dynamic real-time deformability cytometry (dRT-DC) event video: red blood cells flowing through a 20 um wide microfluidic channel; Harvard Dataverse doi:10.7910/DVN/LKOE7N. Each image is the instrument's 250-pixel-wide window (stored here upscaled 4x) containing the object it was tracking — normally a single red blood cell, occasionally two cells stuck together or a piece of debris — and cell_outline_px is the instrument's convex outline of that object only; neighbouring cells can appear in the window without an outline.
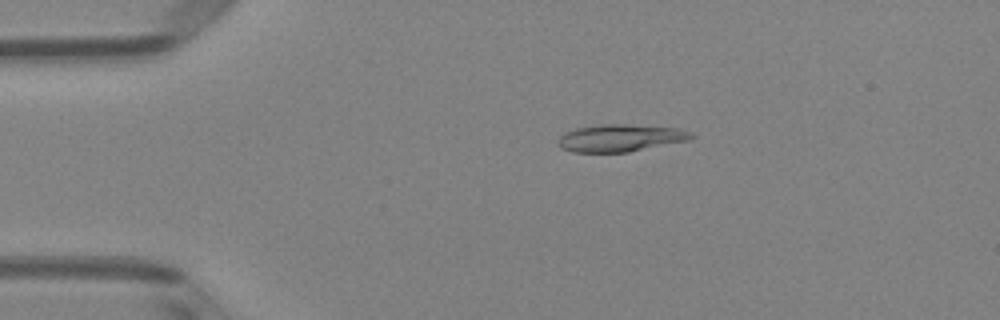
{"species": "Egyptian fruit bat (a non-hibernating species)", "species_latin": "Rousettus aegyptiacus", "temperature_condition": "room temperature", "stored_images_in_passage": 47, "camera_frame_rate_fps": 3000, "um_per_image_px": 0.085, "animal": {"sex": "female"}, "frame": {"image": 1, "passage_image": 7, "time_ms": 2.0, "image_size_px": [1000, 320], "cell_outline_px": [[696, 136], [688, 140], [628, 152], [572, 152], [560, 148], [556, 144], [560, 136], [564, 132], [576, 128], [600, 124], [624, 124], [680, 128], [692, 132]], "centroid_in_image_um": [52.71, 11.72], "position_along_channel_um": 32.3, "area_um2": 21.33}}
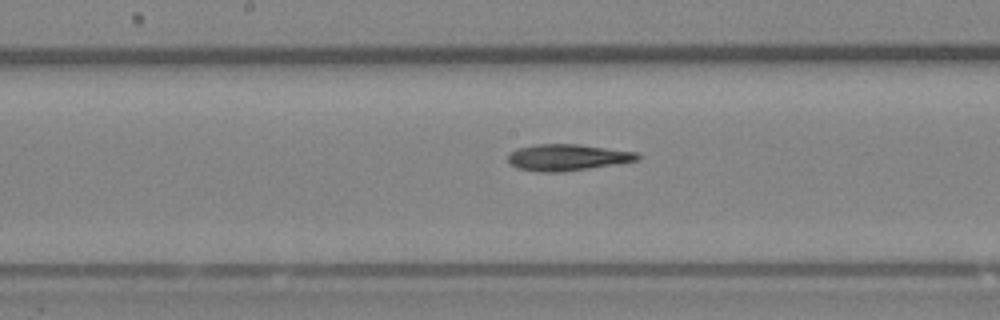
{"frame": {"image": 2, "passage_image": 23, "time_ms": 7.333, "image_size_px": [1000, 320], "cell_outline_px": [[640, 160], [616, 164], [564, 172], [536, 172], [516, 168], [508, 164], [508, 152], [516, 148], [536, 144], [576, 144], [636, 152], [640, 156]], "centroid_in_image_um": [48.16, 13.39], "position_along_channel_um": 200.0, "area_um2": 20.17}}
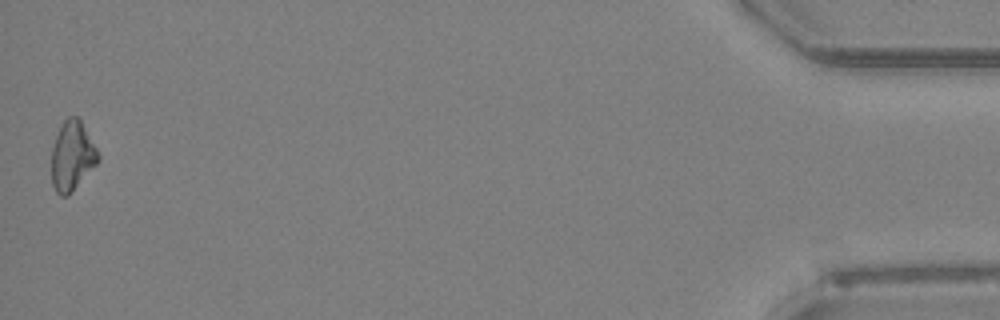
{"frame": {"image": 3, "passage_image": 47, "time_ms": 15.333, "image_size_px": [1000, 320], "cell_outline_px": [[100, 160], [68, 196], [60, 196], [56, 192], [52, 184], [52, 148], [56, 136], [64, 120], [68, 116], [76, 116], [80, 120], [96, 148], [100, 156]], "centroid_in_image_um": [6.13, 13.28], "position_along_channel_um": 429.1, "area_um2": 18.61}}